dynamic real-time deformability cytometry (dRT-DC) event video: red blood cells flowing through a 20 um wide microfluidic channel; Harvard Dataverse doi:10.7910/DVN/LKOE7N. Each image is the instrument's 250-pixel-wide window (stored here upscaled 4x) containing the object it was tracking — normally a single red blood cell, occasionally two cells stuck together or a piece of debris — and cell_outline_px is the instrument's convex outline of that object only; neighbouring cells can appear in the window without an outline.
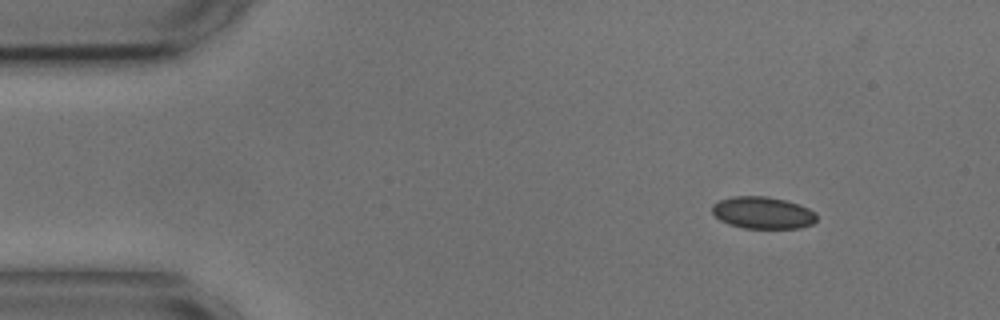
{"species": "common noctule bat (a hibernating species)", "species_latin": "Nyctalus noctula", "temperature_condition": "cold", "stored_images_in_passage": 10, "camera_frame_rate_fps": 3000, "um_per_image_px": 0.085, "animal": {"sex": "male", "body_mass_g": 17.9, "forearm_length_mm": 54.2}, "frame": {"image": 1, "passage_image": 1, "time_ms": 0.0, "image_size_px": [1000, 320], "cell_outline_px": [[816, 220], [812, 224], [800, 228], [744, 228], [728, 224], [720, 220], [712, 212], [712, 204], [720, 200], [732, 196], [768, 196], [784, 200], [808, 208], [816, 212]], "centroid_in_image_um": [64.82, 18.08], "position_along_channel_um": 20.2, "area_um2": 19.48}}